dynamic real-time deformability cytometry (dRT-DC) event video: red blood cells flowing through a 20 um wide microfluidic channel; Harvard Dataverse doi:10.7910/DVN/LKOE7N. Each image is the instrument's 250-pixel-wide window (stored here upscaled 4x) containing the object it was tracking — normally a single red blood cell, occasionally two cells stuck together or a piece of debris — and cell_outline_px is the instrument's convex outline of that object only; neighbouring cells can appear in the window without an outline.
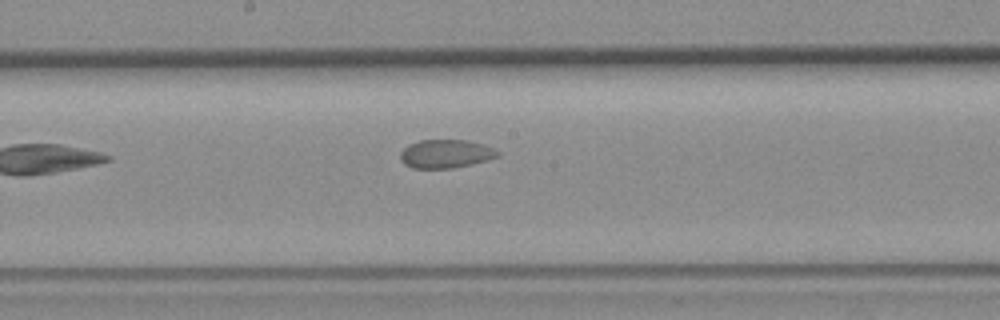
{"species": "common noctule bat (a hibernating species)", "species_latin": "Nyctalus noctula", "temperature_condition": "room temperature", "stored_images_in_passage": 8, "camera_frame_rate_fps": 3000, "um_per_image_px": 0.085, "animal": {"sex": "female", "body_mass_g": 19.3, "forearm_length_mm": 54.1}, "frame": {"image": 1, "passage_image": 8, "time_ms": 9.0, "image_size_px": [1000, 320], "cell_outline_px": [[500, 156], [488, 160], [472, 164], [452, 168], [412, 168], [404, 164], [400, 160], [400, 152], [408, 144], [420, 140], [468, 140], [484, 144], [500, 152]], "centroid_in_image_um": [37.89, 13.07], "position_along_channel_um": 210.3, "area_um2": 16.3}}